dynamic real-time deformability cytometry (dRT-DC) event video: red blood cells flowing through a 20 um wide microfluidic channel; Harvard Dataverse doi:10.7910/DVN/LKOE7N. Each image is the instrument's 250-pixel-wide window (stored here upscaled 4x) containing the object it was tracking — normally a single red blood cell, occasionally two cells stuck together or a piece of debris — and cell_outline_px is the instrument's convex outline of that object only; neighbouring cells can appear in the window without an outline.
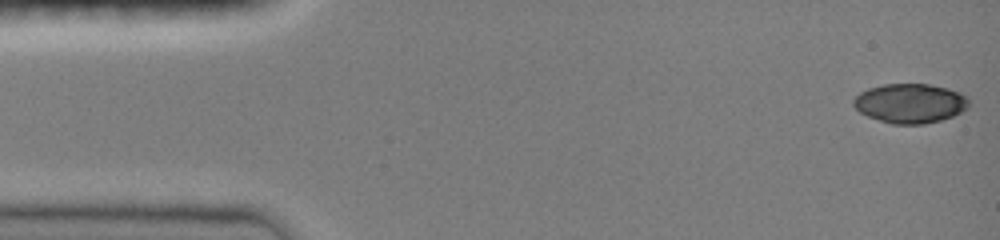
{"species": "common noctule bat (a hibernating species)", "species_latin": "Nyctalus noctula", "temperature_condition": "room temperature", "stored_images_in_passage": 46, "camera_frame_rate_fps": 3000, "um_per_image_px": 0.085, "animal": {"sex": "female", "body_mass_g": 19.0, "forearm_length_mm": 51.5}, "frame": {"image": 1, "passage_image": 1, "time_ms": 0.0, "image_size_px": [1000, 240], "cell_outline_px": [[968, 108], [952, 116], [940, 120], [924, 124], [892, 124], [868, 116], [860, 112], [852, 104], [852, 100], [860, 92], [868, 88], [884, 84], [928, 84], [948, 88], [960, 92], [968, 96]], "centroid_in_image_um": [77.36, 8.77], "position_along_channel_um": 7.6, "area_um2": 26.53}}
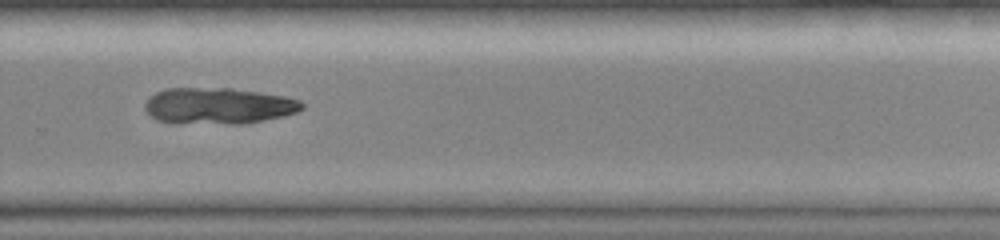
{"frame": {"image": 2, "passage_image": 32, "time_ms": 10.333, "image_size_px": [1000, 240], "cell_outline_px": [[304, 108], [296, 112], [284, 116], [244, 124], [232, 124], [156, 120], [144, 108], [144, 104], [156, 92], [168, 88], [232, 88], [260, 92], [284, 96], [300, 100], [304, 104]], "centroid_in_image_um": [18.63, 8.98], "position_along_channel_um": 311.2, "area_um2": 32.77}}
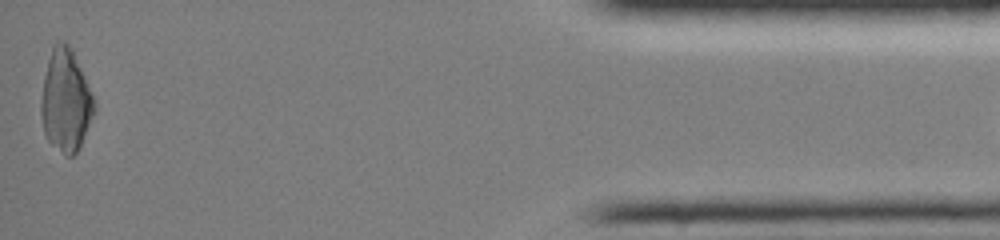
{"frame": {"image": 3, "passage_image": 46, "time_ms": 15.0, "image_size_px": [1000, 240], "cell_outline_px": [[96, 112], [76, 152], [72, 156], [68, 156], [52, 144], [48, 140], [44, 132], [40, 112], [40, 100], [44, 76], [48, 60], [52, 48], [56, 40], [64, 40], [72, 48], [96, 104]], "centroid_in_image_um": [5.58, 8.52], "position_along_channel_um": 429.6, "area_um2": 31.56}}